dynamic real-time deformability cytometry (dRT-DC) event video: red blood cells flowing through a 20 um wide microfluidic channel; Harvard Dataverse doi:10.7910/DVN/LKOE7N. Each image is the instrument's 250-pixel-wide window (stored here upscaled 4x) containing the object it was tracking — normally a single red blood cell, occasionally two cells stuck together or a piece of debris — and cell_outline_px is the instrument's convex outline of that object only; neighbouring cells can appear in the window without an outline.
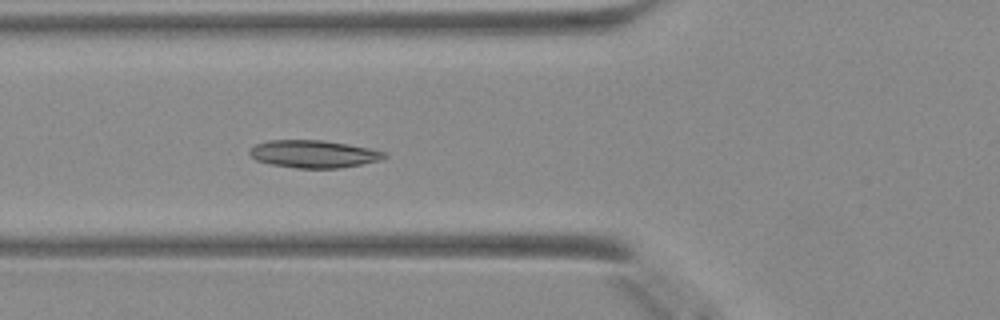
{"species": "Egyptian fruit bat (a non-hibernating species)", "species_latin": "Rousettus aegyptiacus", "temperature_condition": "warm", "stored_images_in_passage": 48, "camera_frame_rate_fps": 3000, "um_per_image_px": 0.085, "animal": {"sex": "female"}, "frame": {"image": 1, "passage_image": 18, "time_ms": 5.667, "image_size_px": [1000, 320], "cell_outline_px": [[388, 156], [380, 160], [340, 168], [296, 168], [272, 164], [256, 160], [248, 152], [256, 144], [268, 140], [324, 140], [348, 144], [368, 148], [384, 152]], "centroid_in_image_um": [26.65, 13.08], "position_along_channel_um": 99.1, "area_um2": 21.44}}
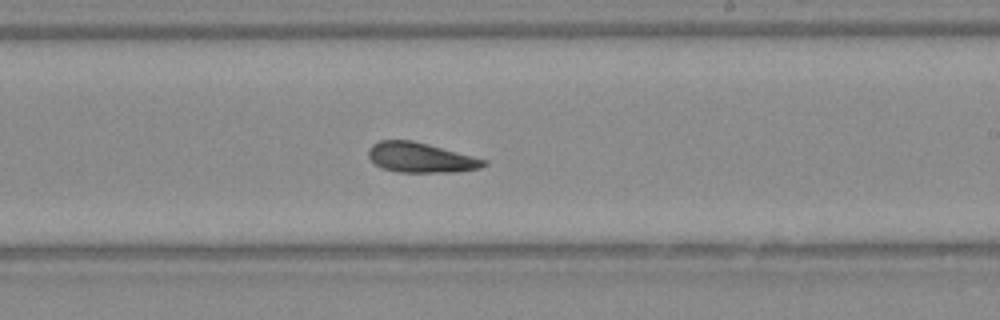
{"frame": {"image": 2, "passage_image": 29, "time_ms": 9.333, "image_size_px": [1000, 320], "cell_outline_px": [[488, 164], [480, 168], [456, 172], [400, 172], [380, 168], [368, 156], [368, 148], [372, 144], [380, 140], [412, 140], [428, 144], [488, 160]], "centroid_in_image_um": [35.76, 13.39], "position_along_channel_um": 253.2, "area_um2": 20.17}}
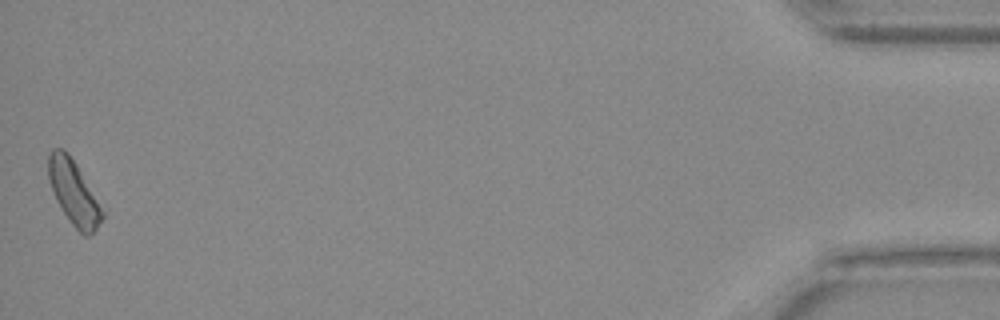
{"frame": {"image": 3, "passage_image": 48, "time_ms": 15.667, "image_size_px": [1000, 320], "cell_outline_px": [[104, 216], [96, 228], [88, 236], [84, 236], [72, 224], [56, 200], [48, 176], [48, 156], [52, 148], [64, 148], [68, 152], [76, 164], [104, 212]], "centroid_in_image_um": [6.24, 16.34], "position_along_channel_um": 429.0, "area_um2": 19.65}}